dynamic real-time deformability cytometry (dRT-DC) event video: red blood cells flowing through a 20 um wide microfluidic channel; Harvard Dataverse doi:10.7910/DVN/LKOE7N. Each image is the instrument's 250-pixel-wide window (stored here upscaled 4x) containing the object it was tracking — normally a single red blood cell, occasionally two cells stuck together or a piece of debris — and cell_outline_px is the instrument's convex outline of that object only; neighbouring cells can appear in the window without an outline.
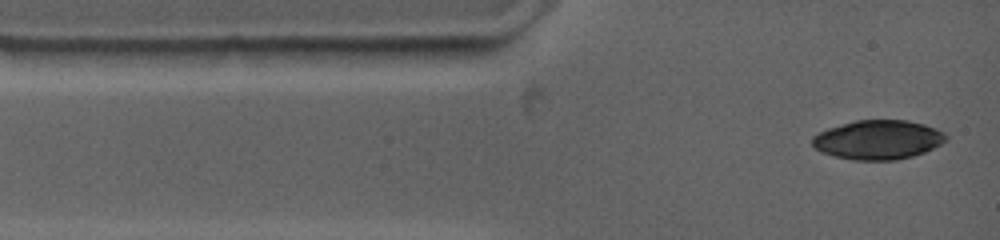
{"species": "common noctule bat (a hibernating species)", "species_latin": "Nyctalus noctula", "temperature_condition": "warm", "stored_images_in_passage": 5, "camera_frame_rate_fps": 4500, "um_per_image_px": 0.085, "animal": {"sex": "female", "body_mass_g": 19.0, "forearm_length_mm": 53.3}, "frame": {"image": 1, "passage_image": 1, "time_ms": 0.0, "image_size_px": [1000, 240], "cell_outline_px": [[948, 140], [924, 152], [912, 156], [896, 160], [852, 160], [832, 156], [820, 152], [812, 144], [812, 136], [828, 128], [856, 120], [908, 120], [924, 124], [936, 128], [944, 132], [948, 136]], "centroid_in_image_um": [74.64, 11.88], "position_along_channel_um": 10.4, "area_um2": 30.69}}